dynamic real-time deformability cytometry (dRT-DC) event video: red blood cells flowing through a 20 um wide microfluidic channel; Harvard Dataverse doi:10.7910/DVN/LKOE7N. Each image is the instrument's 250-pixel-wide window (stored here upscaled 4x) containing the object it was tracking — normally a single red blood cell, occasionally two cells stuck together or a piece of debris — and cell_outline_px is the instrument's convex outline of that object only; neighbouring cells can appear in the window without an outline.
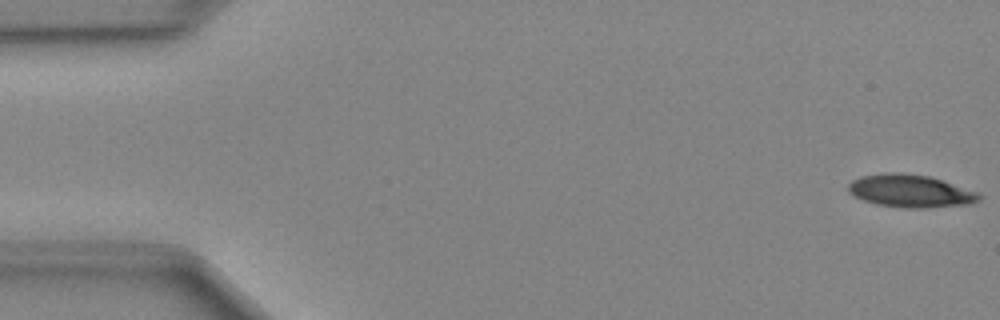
{"species": "Egyptian fruit bat (a non-hibernating species)", "species_latin": "Rousettus aegyptiacus", "temperature_condition": "cold", "stored_images_in_passage": 49, "camera_frame_rate_fps": 3000, "um_per_image_px": 0.085, "animal": {"sex": "female"}, "frame": {"image": 1, "passage_image": 1, "time_ms": 0.0, "image_size_px": [1000, 320], "cell_outline_px": [[980, 200], [968, 204], [924, 208], [904, 208], [876, 204], [852, 196], [848, 192], [848, 184], [852, 180], [860, 176], [888, 172], [900, 172], [928, 176], [944, 180], [976, 192], [980, 196]], "centroid_in_image_um": [77.33, 16.23], "position_along_channel_um": 7.7, "area_um2": 24.97}}
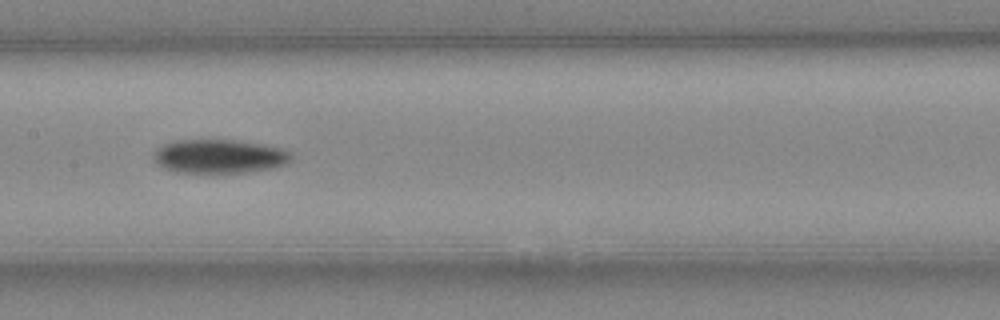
{"frame": {"image": 2, "passage_image": 24, "time_ms": 7.667, "image_size_px": [1000, 320], "cell_outline_px": [[292, 160], [288, 164], [272, 168], [244, 172], [176, 172], [164, 168], [156, 164], [152, 156], [156, 148], [172, 140], [236, 140], [264, 144], [284, 148], [292, 152]], "centroid_in_image_um": [18.66, 13.27], "position_along_channel_um": 188.7, "area_um2": 27.46}}
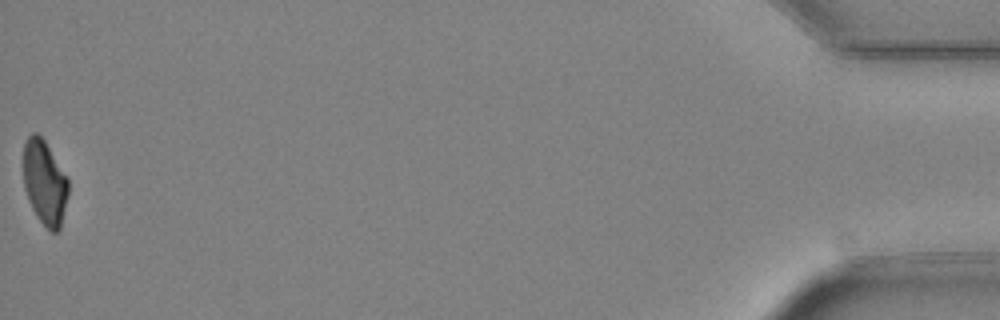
{"frame": {"image": 3, "passage_image": 49, "time_ms": 16.0, "image_size_px": [1000, 320], "cell_outline_px": [[68, 196], [60, 228], [56, 232], [52, 232], [40, 220], [32, 208], [28, 200], [24, 188], [24, 144], [28, 136], [32, 132], [36, 132], [44, 140], [68, 176]], "centroid_in_image_um": [3.81, 15.49], "position_along_channel_um": 431.4, "area_um2": 22.08}}